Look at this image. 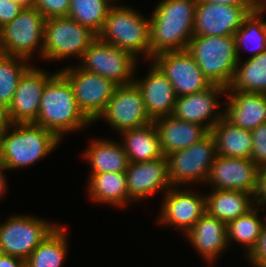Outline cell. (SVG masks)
Here are the masks:
<instances>
[{
  "label": "cell",
  "instance_id": "1",
  "mask_svg": "<svg viewBox=\"0 0 266 267\" xmlns=\"http://www.w3.org/2000/svg\"><path fill=\"white\" fill-rule=\"evenodd\" d=\"M197 0H161L150 17V61L161 52L187 50Z\"/></svg>",
  "mask_w": 266,
  "mask_h": 267
},
{
  "label": "cell",
  "instance_id": "2",
  "mask_svg": "<svg viewBox=\"0 0 266 267\" xmlns=\"http://www.w3.org/2000/svg\"><path fill=\"white\" fill-rule=\"evenodd\" d=\"M33 123L51 131L60 140L65 133L80 131L91 124L77 105L72 85L60 71L45 85Z\"/></svg>",
  "mask_w": 266,
  "mask_h": 267
},
{
  "label": "cell",
  "instance_id": "3",
  "mask_svg": "<svg viewBox=\"0 0 266 267\" xmlns=\"http://www.w3.org/2000/svg\"><path fill=\"white\" fill-rule=\"evenodd\" d=\"M60 143L54 133L34 123H13L1 135L3 169L29 167L48 156Z\"/></svg>",
  "mask_w": 266,
  "mask_h": 267
},
{
  "label": "cell",
  "instance_id": "4",
  "mask_svg": "<svg viewBox=\"0 0 266 267\" xmlns=\"http://www.w3.org/2000/svg\"><path fill=\"white\" fill-rule=\"evenodd\" d=\"M97 37L137 59L143 53L141 57L150 60V18L132 7L114 3Z\"/></svg>",
  "mask_w": 266,
  "mask_h": 267
},
{
  "label": "cell",
  "instance_id": "5",
  "mask_svg": "<svg viewBox=\"0 0 266 267\" xmlns=\"http://www.w3.org/2000/svg\"><path fill=\"white\" fill-rule=\"evenodd\" d=\"M187 51L212 84L230 85L239 61L234 35H193Z\"/></svg>",
  "mask_w": 266,
  "mask_h": 267
},
{
  "label": "cell",
  "instance_id": "6",
  "mask_svg": "<svg viewBox=\"0 0 266 267\" xmlns=\"http://www.w3.org/2000/svg\"><path fill=\"white\" fill-rule=\"evenodd\" d=\"M96 38L97 34L89 27L67 16L46 19L42 58L50 62L73 56L81 59Z\"/></svg>",
  "mask_w": 266,
  "mask_h": 267
},
{
  "label": "cell",
  "instance_id": "7",
  "mask_svg": "<svg viewBox=\"0 0 266 267\" xmlns=\"http://www.w3.org/2000/svg\"><path fill=\"white\" fill-rule=\"evenodd\" d=\"M216 156V140L211 132L189 148L170 153L166 157L171 185L205 184Z\"/></svg>",
  "mask_w": 266,
  "mask_h": 267
},
{
  "label": "cell",
  "instance_id": "8",
  "mask_svg": "<svg viewBox=\"0 0 266 267\" xmlns=\"http://www.w3.org/2000/svg\"><path fill=\"white\" fill-rule=\"evenodd\" d=\"M44 26L45 19L37 8H24L0 29V47L13 57L31 60L36 51L42 57Z\"/></svg>",
  "mask_w": 266,
  "mask_h": 267
},
{
  "label": "cell",
  "instance_id": "9",
  "mask_svg": "<svg viewBox=\"0 0 266 267\" xmlns=\"http://www.w3.org/2000/svg\"><path fill=\"white\" fill-rule=\"evenodd\" d=\"M137 62V58L129 51L114 47L97 37L85 50L78 66L119 86L134 83Z\"/></svg>",
  "mask_w": 266,
  "mask_h": 267
},
{
  "label": "cell",
  "instance_id": "10",
  "mask_svg": "<svg viewBox=\"0 0 266 267\" xmlns=\"http://www.w3.org/2000/svg\"><path fill=\"white\" fill-rule=\"evenodd\" d=\"M58 226L29 215H11L0 223V253L26 260Z\"/></svg>",
  "mask_w": 266,
  "mask_h": 267
},
{
  "label": "cell",
  "instance_id": "11",
  "mask_svg": "<svg viewBox=\"0 0 266 267\" xmlns=\"http://www.w3.org/2000/svg\"><path fill=\"white\" fill-rule=\"evenodd\" d=\"M70 82L77 105L91 122L97 121L118 86L112 80L81 69L78 65L59 70Z\"/></svg>",
  "mask_w": 266,
  "mask_h": 267
},
{
  "label": "cell",
  "instance_id": "12",
  "mask_svg": "<svg viewBox=\"0 0 266 267\" xmlns=\"http://www.w3.org/2000/svg\"><path fill=\"white\" fill-rule=\"evenodd\" d=\"M152 61L166 75L177 97L203 91L212 85L187 50L161 52Z\"/></svg>",
  "mask_w": 266,
  "mask_h": 267
},
{
  "label": "cell",
  "instance_id": "13",
  "mask_svg": "<svg viewBox=\"0 0 266 267\" xmlns=\"http://www.w3.org/2000/svg\"><path fill=\"white\" fill-rule=\"evenodd\" d=\"M100 119L107 121L120 133L153 122L147 114L142 93L135 83L115 88L113 96L98 117Z\"/></svg>",
  "mask_w": 266,
  "mask_h": 267
},
{
  "label": "cell",
  "instance_id": "14",
  "mask_svg": "<svg viewBox=\"0 0 266 267\" xmlns=\"http://www.w3.org/2000/svg\"><path fill=\"white\" fill-rule=\"evenodd\" d=\"M258 7L197 2L193 35H234L244 20Z\"/></svg>",
  "mask_w": 266,
  "mask_h": 267
},
{
  "label": "cell",
  "instance_id": "15",
  "mask_svg": "<svg viewBox=\"0 0 266 267\" xmlns=\"http://www.w3.org/2000/svg\"><path fill=\"white\" fill-rule=\"evenodd\" d=\"M162 199L157 222L176 227L185 235L206 212V195L172 186Z\"/></svg>",
  "mask_w": 266,
  "mask_h": 267
},
{
  "label": "cell",
  "instance_id": "16",
  "mask_svg": "<svg viewBox=\"0 0 266 267\" xmlns=\"http://www.w3.org/2000/svg\"><path fill=\"white\" fill-rule=\"evenodd\" d=\"M223 94H226L225 86L212 84L203 91L177 97L172 115L190 123L200 124L211 132L224 116V111H217L220 106L218 97Z\"/></svg>",
  "mask_w": 266,
  "mask_h": 267
},
{
  "label": "cell",
  "instance_id": "17",
  "mask_svg": "<svg viewBox=\"0 0 266 267\" xmlns=\"http://www.w3.org/2000/svg\"><path fill=\"white\" fill-rule=\"evenodd\" d=\"M257 171L258 166L251 159L217 155L206 184H211L212 189L254 194Z\"/></svg>",
  "mask_w": 266,
  "mask_h": 267
},
{
  "label": "cell",
  "instance_id": "18",
  "mask_svg": "<svg viewBox=\"0 0 266 267\" xmlns=\"http://www.w3.org/2000/svg\"><path fill=\"white\" fill-rule=\"evenodd\" d=\"M33 65L22 75L9 105L13 123H33L38 116L45 85L54 75Z\"/></svg>",
  "mask_w": 266,
  "mask_h": 267
},
{
  "label": "cell",
  "instance_id": "19",
  "mask_svg": "<svg viewBox=\"0 0 266 267\" xmlns=\"http://www.w3.org/2000/svg\"><path fill=\"white\" fill-rule=\"evenodd\" d=\"M126 182L128 195L134 202L146 199L159 191L166 192L172 187L168 176L167 157L130 162L126 170Z\"/></svg>",
  "mask_w": 266,
  "mask_h": 267
},
{
  "label": "cell",
  "instance_id": "20",
  "mask_svg": "<svg viewBox=\"0 0 266 267\" xmlns=\"http://www.w3.org/2000/svg\"><path fill=\"white\" fill-rule=\"evenodd\" d=\"M150 62L147 76L134 79V83L142 93L149 118L155 121L173 114L177 95L166 75L152 60Z\"/></svg>",
  "mask_w": 266,
  "mask_h": 267
},
{
  "label": "cell",
  "instance_id": "21",
  "mask_svg": "<svg viewBox=\"0 0 266 267\" xmlns=\"http://www.w3.org/2000/svg\"><path fill=\"white\" fill-rule=\"evenodd\" d=\"M196 252L203 257L206 263L216 262V258L227 250V224L206 212L185 234Z\"/></svg>",
  "mask_w": 266,
  "mask_h": 267
},
{
  "label": "cell",
  "instance_id": "22",
  "mask_svg": "<svg viewBox=\"0 0 266 267\" xmlns=\"http://www.w3.org/2000/svg\"><path fill=\"white\" fill-rule=\"evenodd\" d=\"M229 92V93H228ZM224 117L233 125L252 131L266 122V94L226 91Z\"/></svg>",
  "mask_w": 266,
  "mask_h": 267
},
{
  "label": "cell",
  "instance_id": "23",
  "mask_svg": "<svg viewBox=\"0 0 266 267\" xmlns=\"http://www.w3.org/2000/svg\"><path fill=\"white\" fill-rule=\"evenodd\" d=\"M154 124L165 157L172 152L189 148L209 133L200 124L190 123L173 115L158 118L154 121Z\"/></svg>",
  "mask_w": 266,
  "mask_h": 267
},
{
  "label": "cell",
  "instance_id": "24",
  "mask_svg": "<svg viewBox=\"0 0 266 267\" xmlns=\"http://www.w3.org/2000/svg\"><path fill=\"white\" fill-rule=\"evenodd\" d=\"M83 157L90 164V174L126 172L130 164L122 143L104 138L91 140Z\"/></svg>",
  "mask_w": 266,
  "mask_h": 267
},
{
  "label": "cell",
  "instance_id": "25",
  "mask_svg": "<svg viewBox=\"0 0 266 267\" xmlns=\"http://www.w3.org/2000/svg\"><path fill=\"white\" fill-rule=\"evenodd\" d=\"M252 198L248 192L212 189L206 195V213L228 224L255 207Z\"/></svg>",
  "mask_w": 266,
  "mask_h": 267
},
{
  "label": "cell",
  "instance_id": "26",
  "mask_svg": "<svg viewBox=\"0 0 266 267\" xmlns=\"http://www.w3.org/2000/svg\"><path fill=\"white\" fill-rule=\"evenodd\" d=\"M120 134L130 162H145L165 157L154 121L139 128L124 130Z\"/></svg>",
  "mask_w": 266,
  "mask_h": 267
},
{
  "label": "cell",
  "instance_id": "27",
  "mask_svg": "<svg viewBox=\"0 0 266 267\" xmlns=\"http://www.w3.org/2000/svg\"><path fill=\"white\" fill-rule=\"evenodd\" d=\"M88 196L99 204L124 207L134 202L128 195L126 172L91 174L88 180Z\"/></svg>",
  "mask_w": 266,
  "mask_h": 267
},
{
  "label": "cell",
  "instance_id": "28",
  "mask_svg": "<svg viewBox=\"0 0 266 267\" xmlns=\"http://www.w3.org/2000/svg\"><path fill=\"white\" fill-rule=\"evenodd\" d=\"M216 140L217 155L251 159L252 133L233 125L224 116L211 130Z\"/></svg>",
  "mask_w": 266,
  "mask_h": 267
},
{
  "label": "cell",
  "instance_id": "29",
  "mask_svg": "<svg viewBox=\"0 0 266 267\" xmlns=\"http://www.w3.org/2000/svg\"><path fill=\"white\" fill-rule=\"evenodd\" d=\"M226 91L266 94V50L255 57H249L242 64L238 61Z\"/></svg>",
  "mask_w": 266,
  "mask_h": 267
},
{
  "label": "cell",
  "instance_id": "30",
  "mask_svg": "<svg viewBox=\"0 0 266 267\" xmlns=\"http://www.w3.org/2000/svg\"><path fill=\"white\" fill-rule=\"evenodd\" d=\"M64 225H59L26 259V267H62L67 255V235Z\"/></svg>",
  "mask_w": 266,
  "mask_h": 267
},
{
  "label": "cell",
  "instance_id": "31",
  "mask_svg": "<svg viewBox=\"0 0 266 267\" xmlns=\"http://www.w3.org/2000/svg\"><path fill=\"white\" fill-rule=\"evenodd\" d=\"M265 11L266 5H260L250 13L234 34L238 60L241 57L239 53L241 48L251 51L253 54L250 57H255L266 50V21L262 15Z\"/></svg>",
  "mask_w": 266,
  "mask_h": 267
},
{
  "label": "cell",
  "instance_id": "32",
  "mask_svg": "<svg viewBox=\"0 0 266 267\" xmlns=\"http://www.w3.org/2000/svg\"><path fill=\"white\" fill-rule=\"evenodd\" d=\"M260 206L254 207L248 213L241 215L237 219L231 220L227 224L228 243L235 242L244 245L246 254L248 255L255 247L262 228L266 223L259 217Z\"/></svg>",
  "mask_w": 266,
  "mask_h": 267
},
{
  "label": "cell",
  "instance_id": "33",
  "mask_svg": "<svg viewBox=\"0 0 266 267\" xmlns=\"http://www.w3.org/2000/svg\"><path fill=\"white\" fill-rule=\"evenodd\" d=\"M113 3V0H70L67 17L89 27L98 35Z\"/></svg>",
  "mask_w": 266,
  "mask_h": 267
},
{
  "label": "cell",
  "instance_id": "34",
  "mask_svg": "<svg viewBox=\"0 0 266 267\" xmlns=\"http://www.w3.org/2000/svg\"><path fill=\"white\" fill-rule=\"evenodd\" d=\"M30 60L10 56L0 66V103L9 107L22 75L32 66Z\"/></svg>",
  "mask_w": 266,
  "mask_h": 267
},
{
  "label": "cell",
  "instance_id": "35",
  "mask_svg": "<svg viewBox=\"0 0 266 267\" xmlns=\"http://www.w3.org/2000/svg\"><path fill=\"white\" fill-rule=\"evenodd\" d=\"M44 19L66 17L69 12L70 0H33Z\"/></svg>",
  "mask_w": 266,
  "mask_h": 267
},
{
  "label": "cell",
  "instance_id": "36",
  "mask_svg": "<svg viewBox=\"0 0 266 267\" xmlns=\"http://www.w3.org/2000/svg\"><path fill=\"white\" fill-rule=\"evenodd\" d=\"M252 153L251 160L258 166H266V122L251 131Z\"/></svg>",
  "mask_w": 266,
  "mask_h": 267
},
{
  "label": "cell",
  "instance_id": "37",
  "mask_svg": "<svg viewBox=\"0 0 266 267\" xmlns=\"http://www.w3.org/2000/svg\"><path fill=\"white\" fill-rule=\"evenodd\" d=\"M253 267H266V223L264 224L259 239L252 249V251L246 255Z\"/></svg>",
  "mask_w": 266,
  "mask_h": 267
},
{
  "label": "cell",
  "instance_id": "38",
  "mask_svg": "<svg viewBox=\"0 0 266 267\" xmlns=\"http://www.w3.org/2000/svg\"><path fill=\"white\" fill-rule=\"evenodd\" d=\"M24 9L12 0H0V29L11 22Z\"/></svg>",
  "mask_w": 266,
  "mask_h": 267
},
{
  "label": "cell",
  "instance_id": "39",
  "mask_svg": "<svg viewBox=\"0 0 266 267\" xmlns=\"http://www.w3.org/2000/svg\"><path fill=\"white\" fill-rule=\"evenodd\" d=\"M253 196L257 207L266 204V166L258 167L256 189Z\"/></svg>",
  "mask_w": 266,
  "mask_h": 267
},
{
  "label": "cell",
  "instance_id": "40",
  "mask_svg": "<svg viewBox=\"0 0 266 267\" xmlns=\"http://www.w3.org/2000/svg\"><path fill=\"white\" fill-rule=\"evenodd\" d=\"M0 267H26V260L0 253Z\"/></svg>",
  "mask_w": 266,
  "mask_h": 267
},
{
  "label": "cell",
  "instance_id": "41",
  "mask_svg": "<svg viewBox=\"0 0 266 267\" xmlns=\"http://www.w3.org/2000/svg\"><path fill=\"white\" fill-rule=\"evenodd\" d=\"M12 125L13 122L9 114V107L0 103V134L2 135Z\"/></svg>",
  "mask_w": 266,
  "mask_h": 267
},
{
  "label": "cell",
  "instance_id": "42",
  "mask_svg": "<svg viewBox=\"0 0 266 267\" xmlns=\"http://www.w3.org/2000/svg\"><path fill=\"white\" fill-rule=\"evenodd\" d=\"M197 2L217 3L230 6H260L256 0H197Z\"/></svg>",
  "mask_w": 266,
  "mask_h": 267
},
{
  "label": "cell",
  "instance_id": "43",
  "mask_svg": "<svg viewBox=\"0 0 266 267\" xmlns=\"http://www.w3.org/2000/svg\"><path fill=\"white\" fill-rule=\"evenodd\" d=\"M4 172V169H3V165H2V160H1V154H0V199L1 197H3L4 193L6 192V184H7V181L5 179V174L3 173Z\"/></svg>",
  "mask_w": 266,
  "mask_h": 267
},
{
  "label": "cell",
  "instance_id": "44",
  "mask_svg": "<svg viewBox=\"0 0 266 267\" xmlns=\"http://www.w3.org/2000/svg\"><path fill=\"white\" fill-rule=\"evenodd\" d=\"M24 8L33 7L34 1L33 0H12Z\"/></svg>",
  "mask_w": 266,
  "mask_h": 267
},
{
  "label": "cell",
  "instance_id": "45",
  "mask_svg": "<svg viewBox=\"0 0 266 267\" xmlns=\"http://www.w3.org/2000/svg\"><path fill=\"white\" fill-rule=\"evenodd\" d=\"M10 56L0 47V66L9 58Z\"/></svg>",
  "mask_w": 266,
  "mask_h": 267
},
{
  "label": "cell",
  "instance_id": "46",
  "mask_svg": "<svg viewBox=\"0 0 266 267\" xmlns=\"http://www.w3.org/2000/svg\"><path fill=\"white\" fill-rule=\"evenodd\" d=\"M260 5H266V0H256Z\"/></svg>",
  "mask_w": 266,
  "mask_h": 267
}]
</instances>
